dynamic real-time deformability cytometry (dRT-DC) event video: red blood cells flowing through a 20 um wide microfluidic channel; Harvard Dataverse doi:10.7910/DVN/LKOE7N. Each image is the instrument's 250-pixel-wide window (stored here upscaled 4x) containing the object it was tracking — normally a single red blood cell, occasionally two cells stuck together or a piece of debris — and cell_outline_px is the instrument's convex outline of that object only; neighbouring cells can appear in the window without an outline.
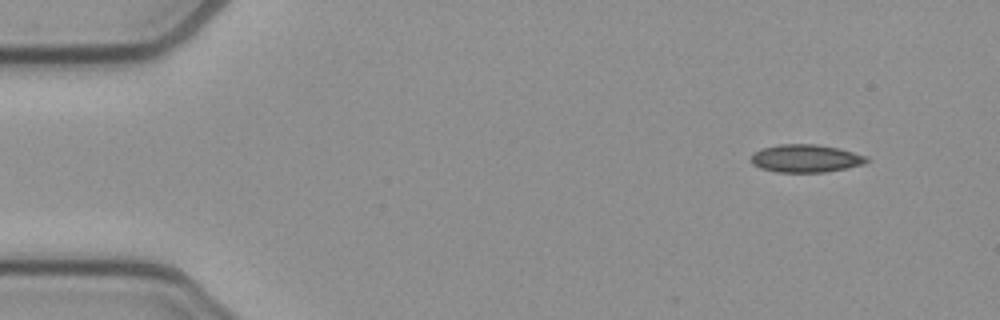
{"species": "common noctule bat (a hibernating species)", "species_latin": "Nyctalus noctula", "temperature_condition": "cold", "stored_images_in_passage": 28, "camera_frame_rate_fps": 3000, "um_per_image_px": 0.085, "animal": {"sex": "female", "body_mass_g": 21.9}, "frame": {"image": 1, "passage_image": 1, "time_ms": 0.0, "image_size_px": [1000, 320], "cell_outline_px": [[872, 160], [864, 164], [848, 168], [824, 172], [776, 172], [760, 168], [752, 164], [752, 156], [760, 148], [780, 144], [816, 144], [840, 148], [868, 156]], "centroid_in_image_um": [68.55, 13.46], "position_along_channel_um": 16.5, "area_um2": 18.96}}
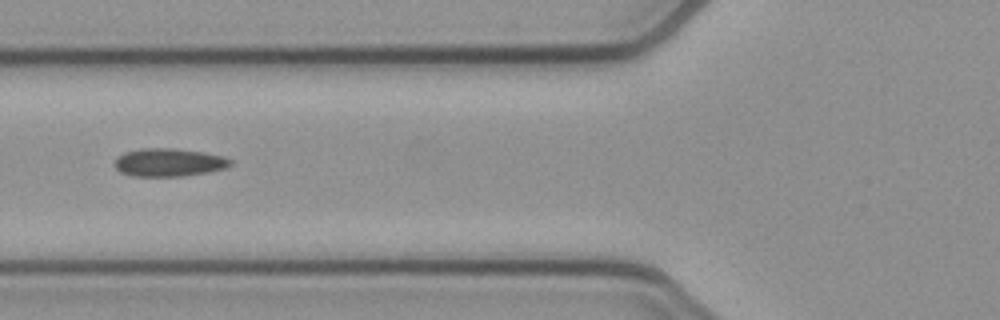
{"frame": {"image": 2, "passage_image": 16, "time_ms": 5.0, "image_size_px": [1000, 320], "cell_outline_px": [[232, 164], [224, 168], [208, 172], [184, 176], [132, 176], [120, 172], [112, 164], [124, 152], [140, 148], [172, 148], [200, 152], [224, 156], [232, 160]], "centroid_in_image_um": [14.33, 13.81], "position_along_channel_um": 111.5, "area_um2": 18.9}}
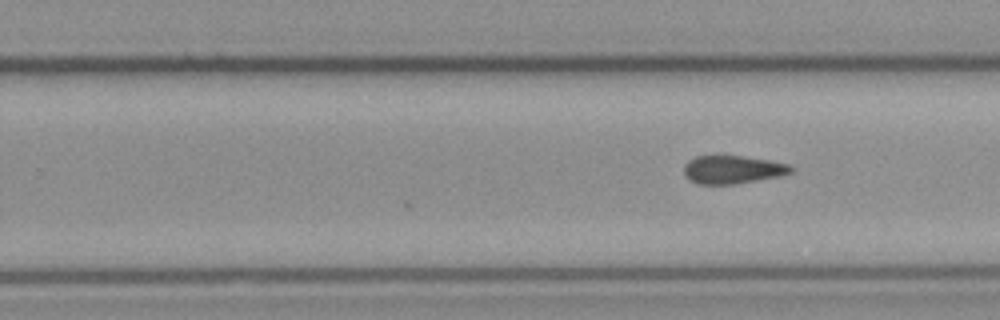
{"frame": {"image": 3, "passage_image": 28, "time_ms": 9.0, "image_size_px": [1000, 320], "cell_outline_px": [[796, 168], [792, 172], [780, 176], [736, 184], [696, 184], [688, 180], [684, 176], [684, 164], [688, 160], [696, 156], [740, 156], [768, 160], [788, 164]], "centroid_in_image_um": [62.25, 14.42], "position_along_channel_um": 267.6, "area_um2": 17.69}}